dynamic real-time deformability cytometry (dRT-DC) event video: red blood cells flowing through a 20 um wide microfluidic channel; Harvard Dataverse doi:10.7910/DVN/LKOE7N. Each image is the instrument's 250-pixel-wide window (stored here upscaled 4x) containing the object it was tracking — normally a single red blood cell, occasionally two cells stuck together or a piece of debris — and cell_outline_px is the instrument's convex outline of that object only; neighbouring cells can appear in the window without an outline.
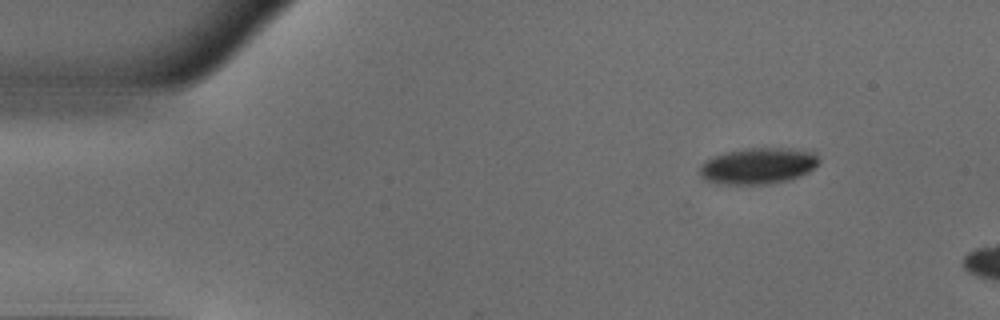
{"species": "common noctule bat (a hibernating species)", "species_latin": "Nyctalus noctula", "temperature_condition": "warm", "stored_images_in_passage": 5, "camera_frame_rate_fps": 3000, "um_per_image_px": 0.085, "animal": {"sex": "male", "body_mass_g": 18.8}, "frame": {"image": 1, "passage_image": 1, "time_ms": 0.0, "image_size_px": [1000, 320], "cell_outline_px": [[820, 160], [808, 172], [800, 176], [788, 180], [768, 184], [716, 184], [704, 180], [700, 176], [700, 164], [704, 160], [712, 156], [724, 152], [748, 148], [788, 148], [812, 152]], "centroid_in_image_um": [64.36, 14.1], "position_along_channel_um": 20.6, "area_um2": 25.26}}